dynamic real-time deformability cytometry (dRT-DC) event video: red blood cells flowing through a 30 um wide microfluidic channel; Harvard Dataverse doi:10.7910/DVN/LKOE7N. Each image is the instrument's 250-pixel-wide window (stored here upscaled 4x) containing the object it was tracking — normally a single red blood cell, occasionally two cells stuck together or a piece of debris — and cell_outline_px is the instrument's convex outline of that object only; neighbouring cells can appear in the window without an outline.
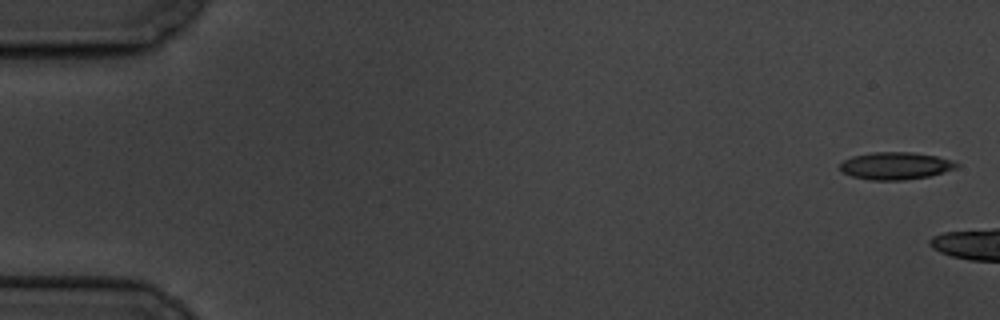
{"species": "common noctule bat (a hibernating species)", "species_latin": "Nyctalus noctula", "temperature_condition": "cold", "stored_images_in_passage": 3, "camera_frame_rate_fps": 3000, "um_per_image_px": 0.085, "animal": {"sex": "male", "body_mass_g": 19.5, "forearm_length_mm": 54.6}, "frame": {"image": 1, "passage_image": 1, "time_ms": 0.0, "image_size_px": [1000, 320], "cell_outline_px": [[960, 164], [956, 168], [944, 172], [928, 176], [904, 180], [868, 180], [852, 176], [840, 172], [840, 164], [844, 160], [852, 156], [872, 152], [912, 152], [936, 156], [952, 160]], "centroid_in_image_um": [76.1, 14.09], "position_along_channel_um": 8.9, "area_um2": 18.67}}